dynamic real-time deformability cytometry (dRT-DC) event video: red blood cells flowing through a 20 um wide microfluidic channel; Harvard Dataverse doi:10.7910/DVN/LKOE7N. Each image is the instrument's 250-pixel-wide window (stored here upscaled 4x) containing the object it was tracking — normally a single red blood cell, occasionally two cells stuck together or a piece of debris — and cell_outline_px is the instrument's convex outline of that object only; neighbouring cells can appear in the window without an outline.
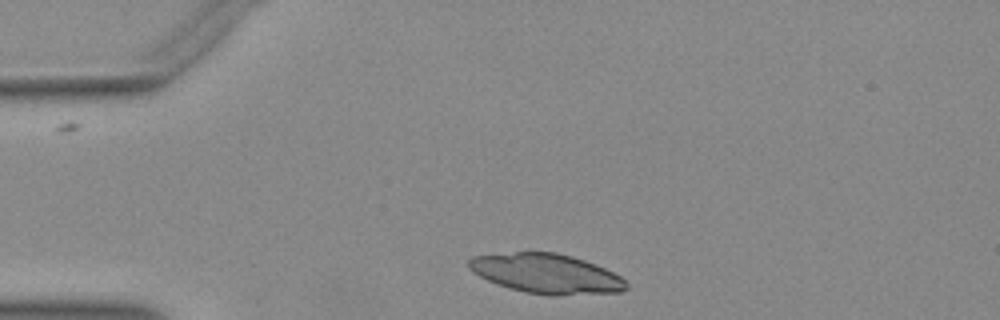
{"species": "Egyptian fruit bat (a non-hibernating species)", "species_latin": "Rousettus aegyptiacus", "temperature_condition": "warm", "stored_images_in_passage": 34, "camera_frame_rate_fps": 3000, "um_per_image_px": 0.085, "animal": {"sex": "female"}, "frame": {"image": 1, "passage_image": 1, "time_ms": 0.0, "image_size_px": [1000, 320], "cell_outline_px": [[628, 288], [620, 292], [560, 296], [548, 296], [524, 292], [508, 288], [496, 284], [472, 272], [468, 268], [468, 260], [472, 256], [516, 252], [556, 252], [572, 256], [584, 260], [604, 268], [620, 276], [628, 284]], "centroid_in_image_um": [46.44, 23.27], "position_along_channel_um": 38.6, "area_um2": 36.65}}